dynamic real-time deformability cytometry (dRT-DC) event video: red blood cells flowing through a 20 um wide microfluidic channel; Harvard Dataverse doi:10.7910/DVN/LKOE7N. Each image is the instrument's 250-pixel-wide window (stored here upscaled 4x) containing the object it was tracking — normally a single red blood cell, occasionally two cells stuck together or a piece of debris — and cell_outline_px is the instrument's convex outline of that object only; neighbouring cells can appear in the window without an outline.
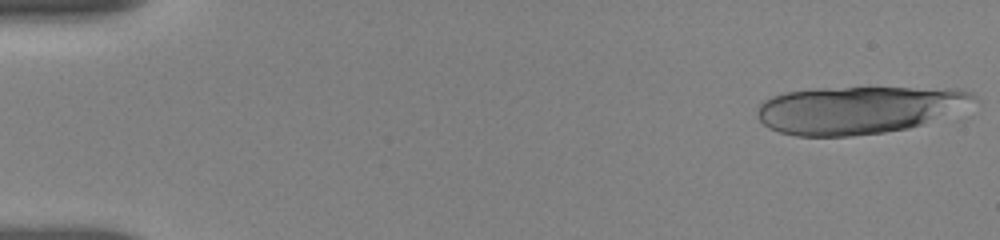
{"species": "human", "species_latin": "Homo sapiens", "temperature_condition": "room temperature", "stored_images_in_passage": 13, "camera_frame_rate_fps": 3000, "um_per_image_px": 0.085, "donor": {"sex": "female"}, "frame": {"image": 1, "passage_image": 1, "time_ms": 0.0, "image_size_px": [1000, 240], "cell_outline_px": [[980, 100], [920, 124], [908, 128], [884, 132], [852, 136], [796, 136], [780, 132], [768, 128], [756, 116], [756, 112], [760, 104], [764, 100], [772, 96], [784, 92], [816, 88], [964, 88], [972, 92]], "centroid_in_image_um": [72.93, 9.32], "position_along_channel_um": 12.1, "area_um2": 59.82}}
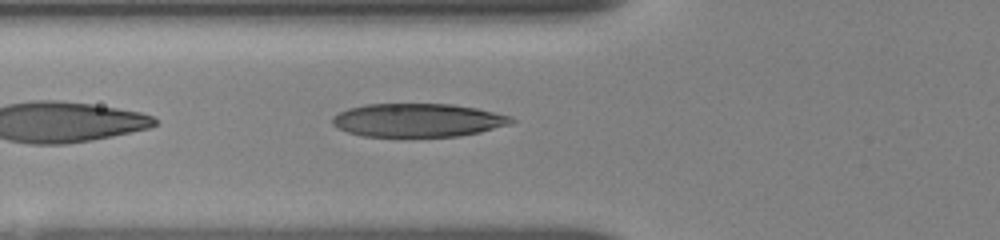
{"frame": {"image": 2, "passage_image": 10, "time_ms": 6.0, "image_size_px": [1000, 240], "cell_outline_px": [[516, 120], [512, 124], [480, 132], [460, 136], [364, 136], [348, 132], [336, 128], [332, 124], [332, 116], [348, 108], [368, 104], [452, 104], [476, 108], [512, 116]], "centroid_in_image_um": [35.53, 10.21], "position_along_channel_um": 90.3, "area_um2": 34.91}}
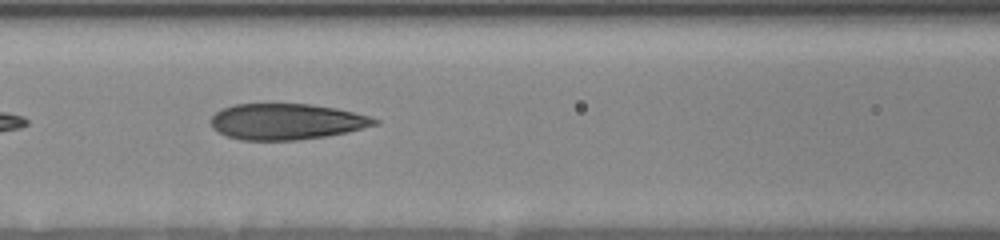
{"frame": {"image": 3, "passage_image": 12, "time_ms": 7.333, "image_size_px": [1000, 240], "cell_outline_px": [[380, 124], [348, 132], [300, 140], [240, 140], [228, 136], [212, 128], [208, 120], [216, 112], [224, 108], [236, 104], [312, 104], [336, 108], [368, 116], [380, 120]], "centroid_in_image_um": [24.35, 10.34], "position_along_channel_um": 142.3, "area_um2": 34.39}}